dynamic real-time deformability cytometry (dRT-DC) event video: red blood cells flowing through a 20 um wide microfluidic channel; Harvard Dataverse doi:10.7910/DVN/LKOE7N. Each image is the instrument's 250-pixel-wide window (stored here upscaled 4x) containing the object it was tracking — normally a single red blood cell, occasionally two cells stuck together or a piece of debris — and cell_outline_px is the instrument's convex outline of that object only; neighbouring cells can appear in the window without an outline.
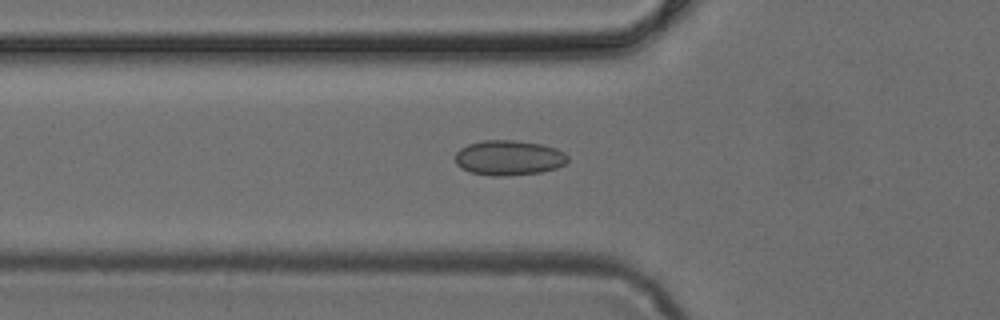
{"species": "common noctule bat (a hibernating species)", "species_latin": "Nyctalus noctula", "temperature_condition": "cold", "stored_images_in_passage": 34, "camera_frame_rate_fps": 3000, "um_per_image_px": 0.085, "animal": {"sex": "female", "body_mass_g": 24.6, "forearm_length_mm": 56.2}, "frame": {"image": 1, "passage_image": 2, "time_ms": 0.333, "image_size_px": [1000, 320], "cell_outline_px": [[568, 160], [564, 164], [556, 168], [540, 172], [504, 176], [492, 176], [468, 172], [460, 168], [456, 164], [456, 152], [460, 148], [468, 144], [484, 140], [516, 140], [540, 144], [556, 148], [564, 152], [568, 156]], "centroid_in_image_um": [43.23, 13.41], "position_along_channel_um": 82.6, "area_um2": 23.06}}
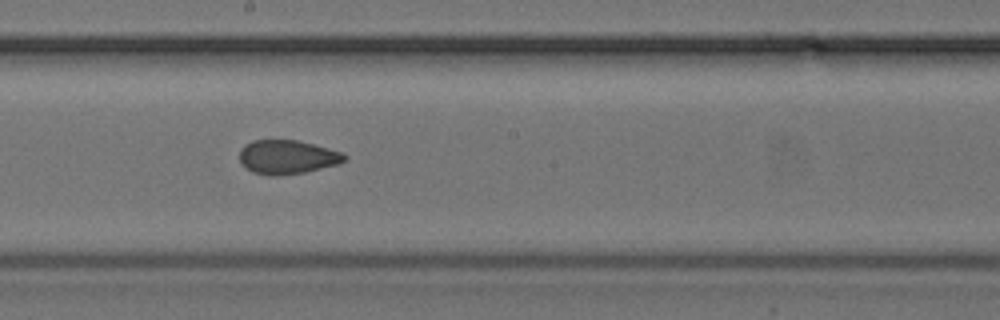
{"frame": {"image": 2, "passage_image": 12, "time_ms": 3.667, "image_size_px": [1000, 320], "cell_outline_px": [[348, 156], [340, 164], [304, 172], [276, 176], [268, 176], [252, 172], [240, 160], [240, 148], [244, 144], [252, 140], [296, 140], [344, 152]], "centroid_in_image_um": [24.43, 13.35], "position_along_channel_um": 223.8, "area_um2": 20.81}}
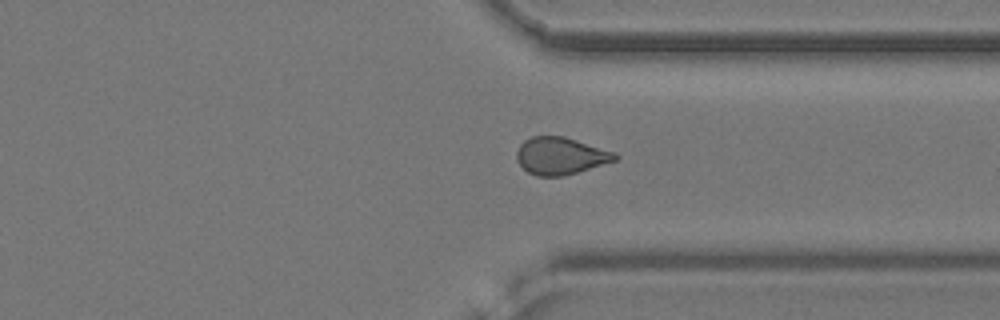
{"frame": {"image": 3, "passage_image": 22, "time_ms": 7.0, "image_size_px": [1000, 320], "cell_outline_px": [[620, 156], [616, 160], [564, 176], [536, 176], [528, 172], [516, 160], [516, 152], [520, 144], [524, 140], [532, 136], [564, 136], [616, 152]], "centroid_in_image_um": [47.64, 13.24], "position_along_channel_um": 363.8, "area_um2": 21.39}}